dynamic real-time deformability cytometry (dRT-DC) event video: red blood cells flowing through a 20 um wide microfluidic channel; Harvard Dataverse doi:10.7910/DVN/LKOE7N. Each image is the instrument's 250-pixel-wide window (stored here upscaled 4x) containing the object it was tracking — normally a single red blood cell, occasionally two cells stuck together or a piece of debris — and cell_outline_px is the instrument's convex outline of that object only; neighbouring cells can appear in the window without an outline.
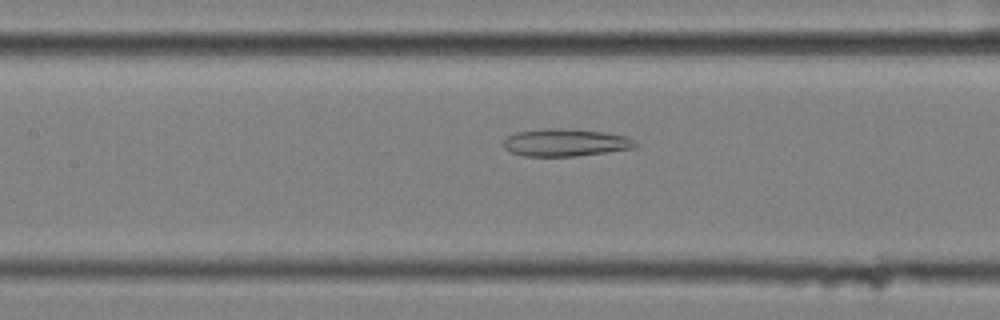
{"species": "common noctule bat (a hibernating species)", "species_latin": "Nyctalus noctula", "temperature_condition": "cold", "stored_images_in_passage": 53, "camera_frame_rate_fps": 3000, "um_per_image_px": 0.085, "animal": {"sex": "female", "body_mass_g": 25.1}, "frame": {"image": 1, "passage_image": 26, "time_ms": 8.333, "image_size_px": [1000, 320], "cell_outline_px": [[636, 148], [576, 156], [524, 156], [512, 152], [504, 148], [500, 144], [508, 136], [516, 132], [544, 128], [572, 128], [604, 132], [628, 136], [636, 144]], "centroid_in_image_um": [48.04, 12.1], "position_along_channel_um": 159.4, "area_um2": 21.33}}
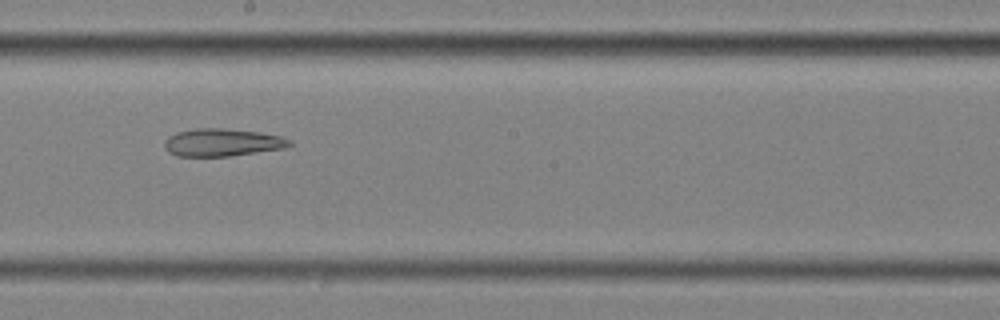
{"frame": {"image": 2, "passage_image": 32, "time_ms": 10.333, "image_size_px": [1000, 320], "cell_outline_px": [[292, 144], [284, 148], [228, 156], [176, 156], [168, 152], [164, 144], [164, 140], [168, 136], [176, 132], [196, 128], [224, 128], [260, 132], [280, 136], [292, 140]], "centroid_in_image_um": [18.87, 12.1], "position_along_channel_um": 229.3, "area_um2": 20.17}}
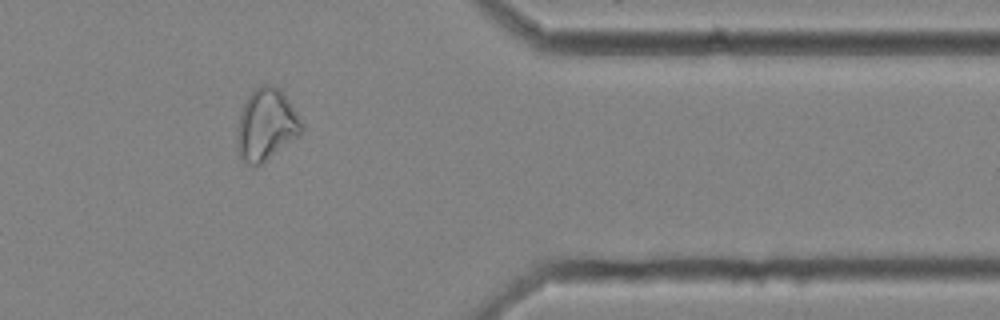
{"frame": {"image": 3, "passage_image": 47, "time_ms": 15.333, "image_size_px": [1000, 320], "cell_outline_px": [[304, 128], [300, 136], [260, 164], [248, 164], [240, 156], [236, 148], [236, 128], [240, 112], [248, 96], [256, 88], [264, 84], [276, 84], [280, 88], [304, 124]], "centroid_in_image_um": [22.63, 10.59], "position_along_channel_um": 388.8, "area_um2": 27.11}}